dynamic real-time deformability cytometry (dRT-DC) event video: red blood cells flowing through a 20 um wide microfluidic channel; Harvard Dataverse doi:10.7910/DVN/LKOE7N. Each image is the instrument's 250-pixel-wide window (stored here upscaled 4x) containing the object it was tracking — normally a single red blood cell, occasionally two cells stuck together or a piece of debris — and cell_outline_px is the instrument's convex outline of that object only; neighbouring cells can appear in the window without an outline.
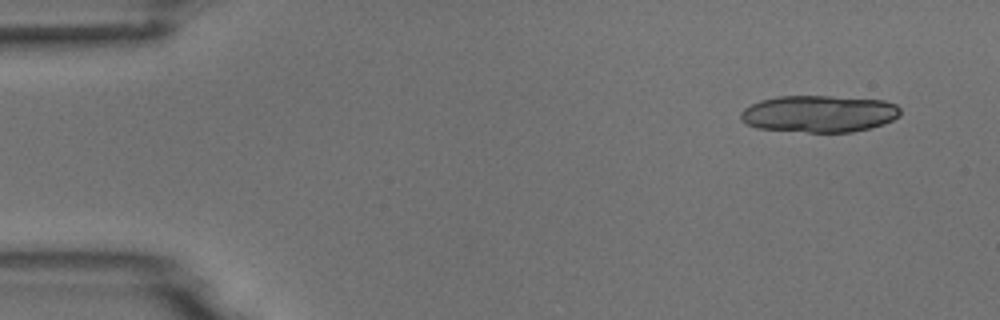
{"species": "common noctule bat (a hibernating species)", "species_latin": "Nyctalus noctula", "temperature_condition": "room temperature", "stored_images_in_passage": 9, "camera_frame_rate_fps": 3000, "um_per_image_px": 0.085, "animal": {"sex": "male", "body_mass_g": 18.8}, "frame": {"image": 1, "passage_image": 1, "time_ms": 0.0, "image_size_px": [1000, 320], "cell_outline_px": [[900, 116], [884, 124], [872, 128], [852, 132], [808, 132], [756, 128], [740, 120], [740, 112], [744, 108], [760, 100], [780, 96], [832, 96], [884, 100], [896, 104], [900, 108]], "centroid_in_image_um": [69.64, 9.67], "position_along_channel_um": 15.4, "area_um2": 34.56}}
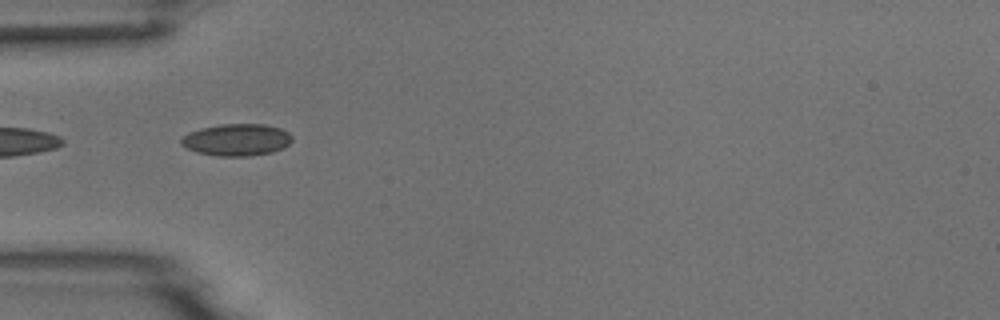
{"frame": {"image": 2, "passage_image": 4, "time_ms": 4.333, "image_size_px": [1000, 320], "cell_outline_px": [[292, 140], [284, 148], [272, 152], [248, 156], [220, 156], [196, 152], [180, 144], [180, 140], [184, 136], [200, 128], [220, 124], [264, 124], [280, 128], [288, 132], [292, 136]], "centroid_in_image_um": [20.14, 11.88], "position_along_channel_um": 64.9, "area_um2": 20.58}}
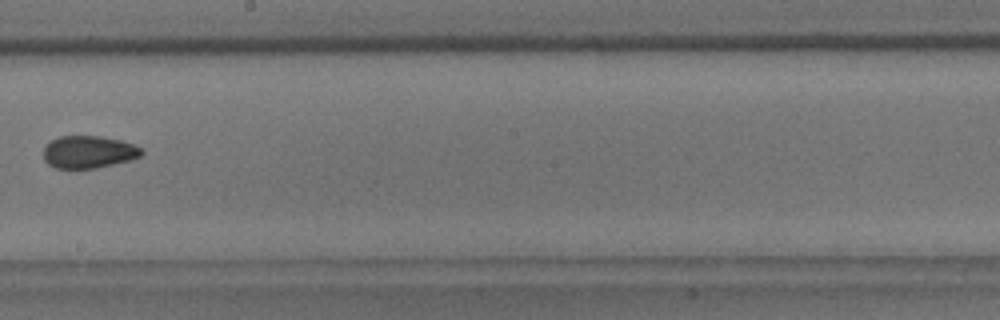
{"frame": {"image": 3, "passage_image": 8, "time_ms": 9.0, "image_size_px": [1000, 320], "cell_outline_px": [[144, 152], [140, 156], [132, 160], [96, 168], [56, 168], [48, 164], [44, 160], [44, 148], [52, 140], [60, 136], [100, 136], [120, 140], [144, 148]], "centroid_in_image_um": [7.57, 12.92], "position_along_channel_um": 240.6, "area_um2": 18.55}}